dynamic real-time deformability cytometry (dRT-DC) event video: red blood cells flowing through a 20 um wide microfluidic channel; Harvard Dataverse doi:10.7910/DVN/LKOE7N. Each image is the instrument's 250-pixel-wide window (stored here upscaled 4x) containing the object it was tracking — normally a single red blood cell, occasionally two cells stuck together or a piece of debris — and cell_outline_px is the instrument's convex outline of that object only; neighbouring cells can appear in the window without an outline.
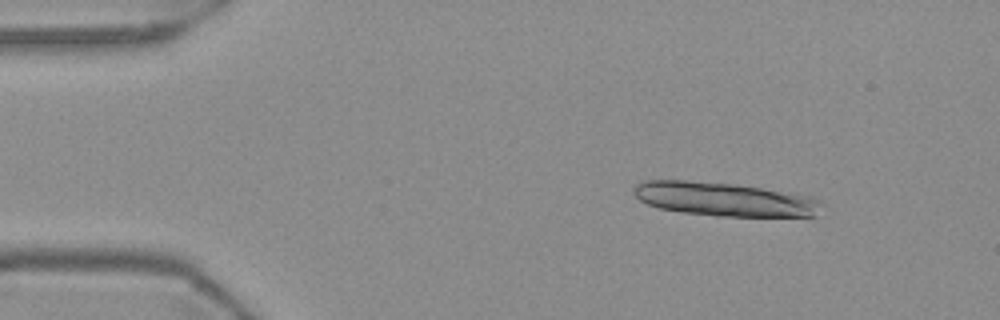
{"species": "Egyptian fruit bat (a non-hibernating species)", "species_latin": "Rousettus aegyptiacus", "temperature_condition": "warm", "stored_images_in_passage": 33, "camera_frame_rate_fps": 3000, "um_per_image_px": 0.085, "frame": {"image": 1, "passage_image": 7, "time_ms": 2.0, "image_size_px": [1000, 320], "cell_outline_px": [[820, 200], [816, 216], [716, 216], [680, 212], [660, 208], [648, 204], [640, 200], [632, 192], [632, 188], [636, 184], [644, 180], [684, 180], [736, 184], [812, 196]], "centroid_in_image_um": [61.51, 16.92], "position_along_channel_um": 23.5, "area_um2": 36.88}}
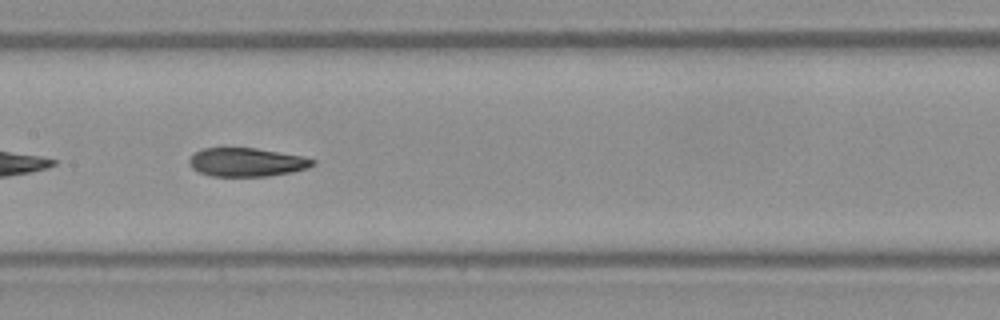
{"frame": {"image": 2, "passage_image": 27, "time_ms": 8.667, "image_size_px": [1000, 320], "cell_outline_px": [[316, 164], [308, 168], [292, 172], [268, 176], [208, 176], [192, 168], [188, 164], [188, 160], [196, 152], [204, 148], [256, 148], [304, 156], [316, 160]], "centroid_in_image_um": [21.0, 13.79], "position_along_channel_um": 186.4, "area_um2": 20.69}}
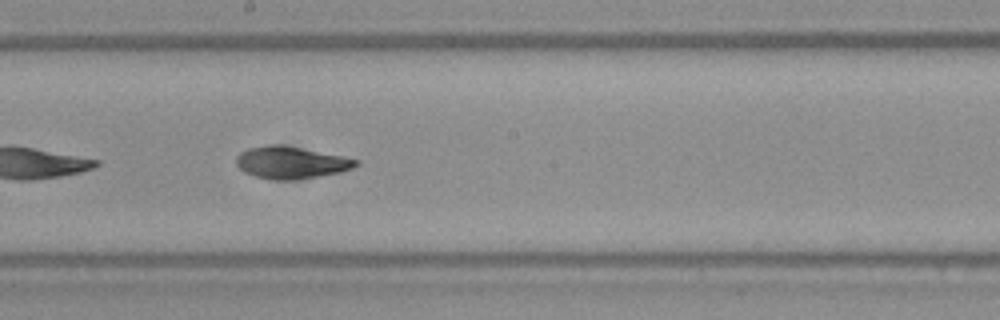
{"frame": {"image": 3, "passage_image": 30, "time_ms": 9.667, "image_size_px": [1000, 320], "cell_outline_px": [[360, 164], [352, 168], [340, 172], [296, 180], [272, 180], [256, 176], [244, 172], [236, 164], [236, 156], [240, 152], [248, 148], [268, 144], [280, 144], [360, 160]], "centroid_in_image_um": [24.7, 13.82], "position_along_channel_um": 223.5, "area_um2": 22.31}}